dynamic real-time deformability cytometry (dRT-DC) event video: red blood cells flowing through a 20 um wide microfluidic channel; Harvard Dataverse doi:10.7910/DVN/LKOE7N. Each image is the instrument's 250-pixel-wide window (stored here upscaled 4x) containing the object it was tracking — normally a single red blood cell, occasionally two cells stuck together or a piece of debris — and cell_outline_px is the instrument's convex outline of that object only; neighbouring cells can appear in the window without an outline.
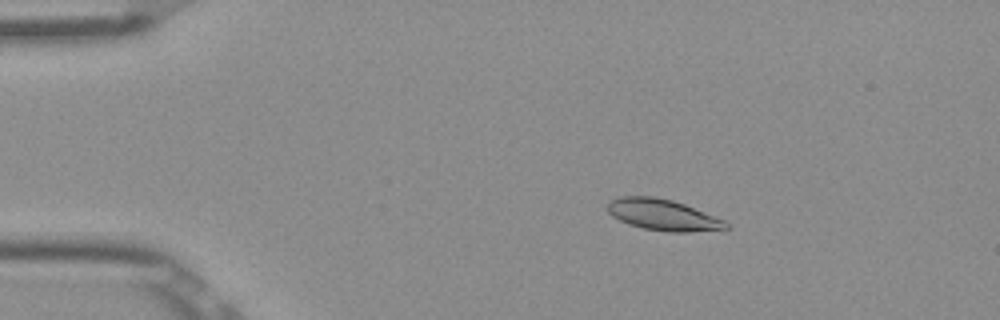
{"species": "Egyptian fruit bat (a non-hibernating species)", "species_latin": "Rousettus aegyptiacus", "temperature_condition": "room temperature", "stored_images_in_passage": 53, "camera_frame_rate_fps": 3000, "um_per_image_px": 0.085, "frame": {"image": 1, "passage_image": 10, "time_ms": 3.0, "image_size_px": [1000, 320], "cell_outline_px": [[732, 228], [688, 232], [668, 232], [644, 228], [628, 224], [612, 216], [608, 212], [608, 200], [620, 196], [652, 196], [672, 200], [684, 204], [724, 220]], "centroid_in_image_um": [56.32, 18.26], "position_along_channel_um": 28.7, "area_um2": 21.44}}
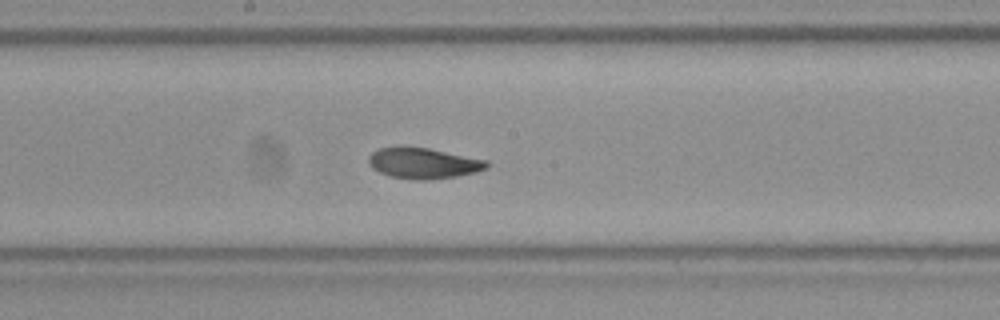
{"frame": {"image": 2, "passage_image": 29, "time_ms": 9.333, "image_size_px": [1000, 320], "cell_outline_px": [[488, 168], [476, 172], [456, 176], [424, 180], [412, 180], [392, 176], [380, 172], [372, 168], [368, 164], [368, 156], [372, 152], [380, 148], [396, 144], [400, 144], [428, 148], [488, 160]], "centroid_in_image_um": [35.94, 13.84], "position_along_channel_um": 212.3, "area_um2": 21.62}}
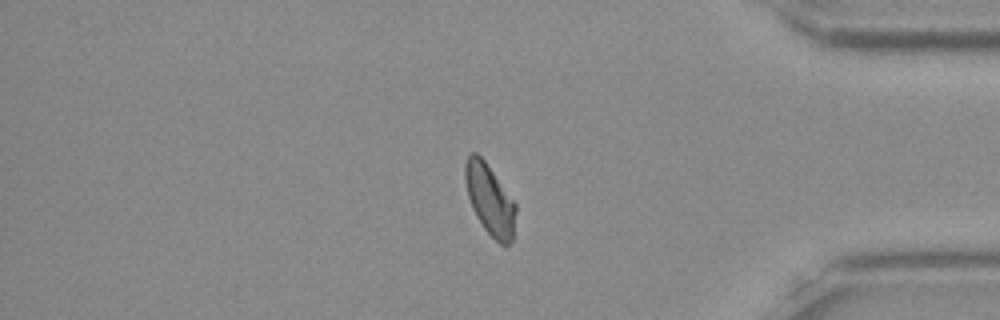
{"frame": {"image": 3, "passage_image": 45, "time_ms": 14.667, "image_size_px": [1000, 320], "cell_outline_px": [[516, 212], [512, 240], [508, 244], [500, 244], [484, 228], [476, 216], [472, 208], [468, 196], [464, 180], [464, 164], [468, 156], [472, 152], [476, 152], [484, 160], [516, 204]], "centroid_in_image_um": [41.61, 16.95], "position_along_channel_um": 393.6, "area_um2": 20.58}, "authors_computed_cell_mechanics": {"area_um2": 21.386, "velocity_mm_per_s": 3.8767, "shape_relaxation_time_tau1_ms": 3.5449, "shape_relaxation_time_tau2_ms": 2.5918, "deformation_change_tau1": 0.1166, "deformation_change_tau2": 0.049}}